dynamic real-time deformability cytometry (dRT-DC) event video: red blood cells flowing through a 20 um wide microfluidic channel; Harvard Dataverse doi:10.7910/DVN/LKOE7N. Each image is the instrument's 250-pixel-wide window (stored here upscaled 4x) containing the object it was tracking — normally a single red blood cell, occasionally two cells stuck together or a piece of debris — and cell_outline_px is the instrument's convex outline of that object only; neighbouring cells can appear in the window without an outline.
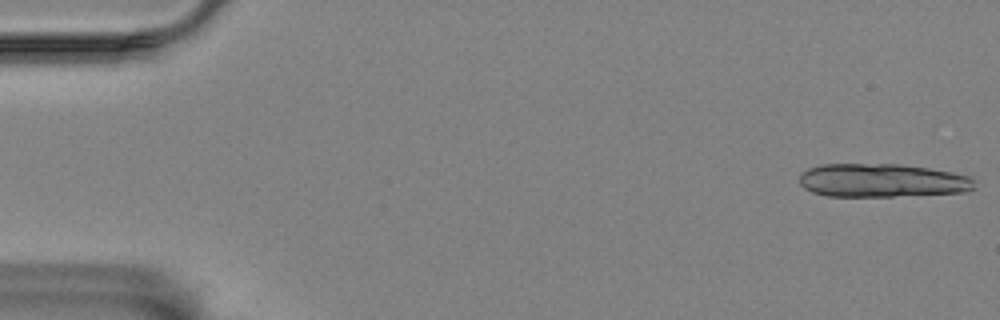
{"species": "Egyptian fruit bat (a non-hibernating species)", "species_latin": "Rousettus aegyptiacus", "temperature_condition": "room temperature", "stored_images_in_passage": 15, "camera_frame_rate_fps": 3000, "um_per_image_px": 0.085, "animal": {"sex": "female"}, "frame": {"image": 1, "passage_image": 1, "time_ms": 0.0, "image_size_px": [1000, 320], "cell_outline_px": [[976, 188], [964, 192], [892, 196], [828, 196], [812, 192], [804, 188], [800, 184], [800, 172], [808, 168], [824, 164], [896, 164], [928, 168], [972, 176], [976, 180]], "centroid_in_image_um": [74.99, 15.34], "position_along_channel_um": 10.0, "area_um2": 34.28}}